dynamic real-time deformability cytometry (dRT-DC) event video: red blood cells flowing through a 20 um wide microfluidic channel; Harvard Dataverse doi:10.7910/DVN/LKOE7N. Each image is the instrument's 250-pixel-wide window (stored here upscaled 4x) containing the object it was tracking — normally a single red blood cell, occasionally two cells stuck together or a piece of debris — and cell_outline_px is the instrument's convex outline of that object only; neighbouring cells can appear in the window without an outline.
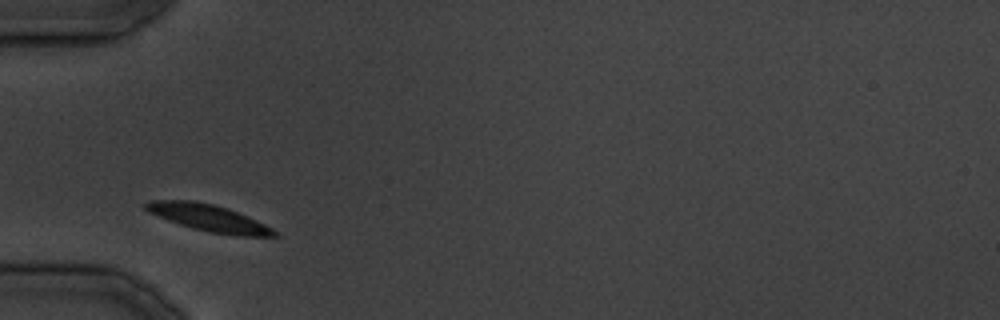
{"species": "common noctule bat (a hibernating species)", "species_latin": "Nyctalus noctula", "temperature_condition": "cold", "stored_images_in_passage": 12, "camera_frame_rate_fps": 3000, "um_per_image_px": 0.085, "animal": {"sex": "male", "body_mass_g": 19.5, "forearm_length_mm": 54.6}, "frame": {"image": 1, "passage_image": 1, "time_ms": 0.0, "image_size_px": [1000, 320], "cell_outline_px": [[276, 236], [240, 236], [208, 232], [180, 224], [148, 212], [144, 208], [144, 204], [148, 200], [196, 200], [228, 208], [256, 220], [272, 228], [276, 232]], "centroid_in_image_um": [17.71, 18.51], "position_along_channel_um": 67.3, "area_um2": 19.88}}
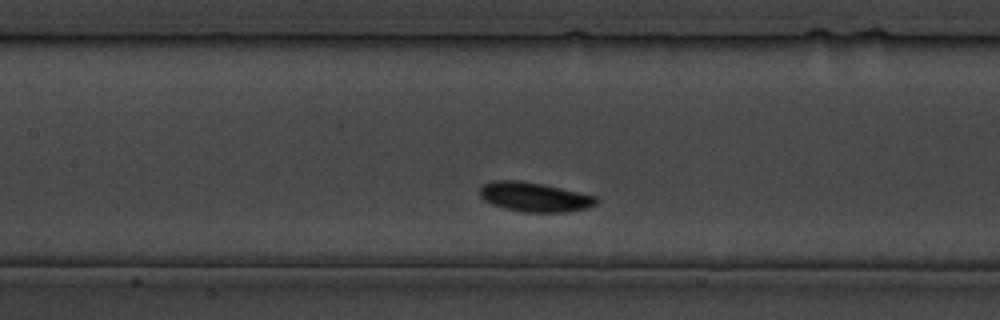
{"frame": {"image": 2, "passage_image": 6, "time_ms": 6.667, "image_size_px": [1000, 320], "cell_outline_px": [[596, 204], [588, 208], [568, 212], [524, 212], [504, 208], [492, 204], [484, 200], [480, 196], [480, 184], [492, 180], [520, 180], [544, 184], [596, 196]], "centroid_in_image_um": [45.39, 16.73], "position_along_channel_um": 162.0, "area_um2": 20.11}}
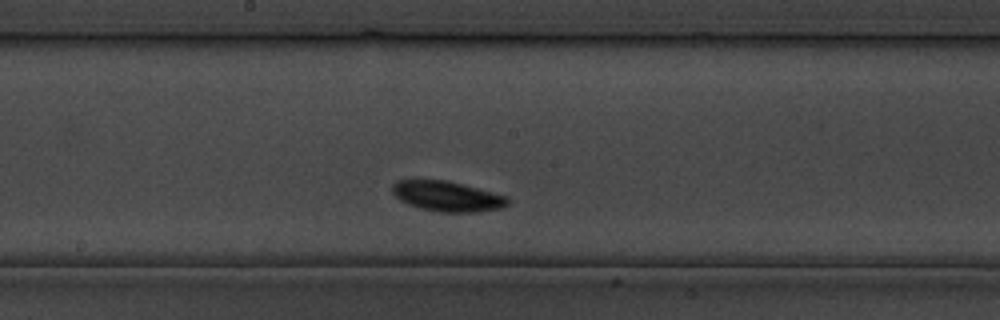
{"frame": {"image": 3, "passage_image": 9, "time_ms": 10.0, "image_size_px": [1000, 320], "cell_outline_px": [[508, 204], [500, 208], [476, 212], [440, 212], [420, 208], [408, 204], [400, 200], [392, 192], [392, 184], [396, 180], [448, 180], [508, 196]], "centroid_in_image_um": [38.0, 16.68], "position_along_channel_um": 210.2, "area_um2": 20.29}}